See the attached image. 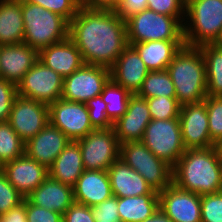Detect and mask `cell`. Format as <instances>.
Here are the masks:
<instances>
[{"label":"cell","mask_w":222,"mask_h":222,"mask_svg":"<svg viewBox=\"0 0 222 222\" xmlns=\"http://www.w3.org/2000/svg\"><path fill=\"white\" fill-rule=\"evenodd\" d=\"M86 106L91 125L94 129L113 128L114 123L107 116L106 103L103 101L101 95L87 101Z\"/></svg>","instance_id":"obj_38"},{"label":"cell","mask_w":222,"mask_h":222,"mask_svg":"<svg viewBox=\"0 0 222 222\" xmlns=\"http://www.w3.org/2000/svg\"><path fill=\"white\" fill-rule=\"evenodd\" d=\"M148 72L138 52L128 45L110 67V79L131 94H137Z\"/></svg>","instance_id":"obj_19"},{"label":"cell","mask_w":222,"mask_h":222,"mask_svg":"<svg viewBox=\"0 0 222 222\" xmlns=\"http://www.w3.org/2000/svg\"><path fill=\"white\" fill-rule=\"evenodd\" d=\"M204 101L208 113L209 135L215 143L222 138V97L207 95Z\"/></svg>","instance_id":"obj_34"},{"label":"cell","mask_w":222,"mask_h":222,"mask_svg":"<svg viewBox=\"0 0 222 222\" xmlns=\"http://www.w3.org/2000/svg\"><path fill=\"white\" fill-rule=\"evenodd\" d=\"M159 207L174 222H201V196L173 183L158 192Z\"/></svg>","instance_id":"obj_15"},{"label":"cell","mask_w":222,"mask_h":222,"mask_svg":"<svg viewBox=\"0 0 222 222\" xmlns=\"http://www.w3.org/2000/svg\"><path fill=\"white\" fill-rule=\"evenodd\" d=\"M23 200L24 197L13 187L6 175L0 170V216L17 207Z\"/></svg>","instance_id":"obj_37"},{"label":"cell","mask_w":222,"mask_h":222,"mask_svg":"<svg viewBox=\"0 0 222 222\" xmlns=\"http://www.w3.org/2000/svg\"><path fill=\"white\" fill-rule=\"evenodd\" d=\"M110 80V68L100 65L83 64L71 75L63 78L62 99L86 103L100 96Z\"/></svg>","instance_id":"obj_11"},{"label":"cell","mask_w":222,"mask_h":222,"mask_svg":"<svg viewBox=\"0 0 222 222\" xmlns=\"http://www.w3.org/2000/svg\"><path fill=\"white\" fill-rule=\"evenodd\" d=\"M113 196L136 197L158 194L146 180L122 159H117L107 170Z\"/></svg>","instance_id":"obj_21"},{"label":"cell","mask_w":222,"mask_h":222,"mask_svg":"<svg viewBox=\"0 0 222 222\" xmlns=\"http://www.w3.org/2000/svg\"><path fill=\"white\" fill-rule=\"evenodd\" d=\"M141 141L155 156L172 167L186 150L179 118L151 120Z\"/></svg>","instance_id":"obj_8"},{"label":"cell","mask_w":222,"mask_h":222,"mask_svg":"<svg viewBox=\"0 0 222 222\" xmlns=\"http://www.w3.org/2000/svg\"><path fill=\"white\" fill-rule=\"evenodd\" d=\"M7 122L27 142L49 123V105L17 95Z\"/></svg>","instance_id":"obj_13"},{"label":"cell","mask_w":222,"mask_h":222,"mask_svg":"<svg viewBox=\"0 0 222 222\" xmlns=\"http://www.w3.org/2000/svg\"><path fill=\"white\" fill-rule=\"evenodd\" d=\"M77 142L85 170L107 171L120 158V143L114 128L94 129Z\"/></svg>","instance_id":"obj_9"},{"label":"cell","mask_w":222,"mask_h":222,"mask_svg":"<svg viewBox=\"0 0 222 222\" xmlns=\"http://www.w3.org/2000/svg\"><path fill=\"white\" fill-rule=\"evenodd\" d=\"M151 120L146 99L132 94L126 112L113 126L119 143L141 141Z\"/></svg>","instance_id":"obj_17"},{"label":"cell","mask_w":222,"mask_h":222,"mask_svg":"<svg viewBox=\"0 0 222 222\" xmlns=\"http://www.w3.org/2000/svg\"><path fill=\"white\" fill-rule=\"evenodd\" d=\"M100 95L106 103L107 116L115 123L126 112L132 94L110 79Z\"/></svg>","instance_id":"obj_31"},{"label":"cell","mask_w":222,"mask_h":222,"mask_svg":"<svg viewBox=\"0 0 222 222\" xmlns=\"http://www.w3.org/2000/svg\"><path fill=\"white\" fill-rule=\"evenodd\" d=\"M147 8L158 14L176 17L184 23L185 4L181 0H147Z\"/></svg>","instance_id":"obj_39"},{"label":"cell","mask_w":222,"mask_h":222,"mask_svg":"<svg viewBox=\"0 0 222 222\" xmlns=\"http://www.w3.org/2000/svg\"><path fill=\"white\" fill-rule=\"evenodd\" d=\"M159 208V194L136 197H118V213L121 222H142Z\"/></svg>","instance_id":"obj_28"},{"label":"cell","mask_w":222,"mask_h":222,"mask_svg":"<svg viewBox=\"0 0 222 222\" xmlns=\"http://www.w3.org/2000/svg\"><path fill=\"white\" fill-rule=\"evenodd\" d=\"M84 170L79 143L70 141L48 172L52 179L73 187Z\"/></svg>","instance_id":"obj_26"},{"label":"cell","mask_w":222,"mask_h":222,"mask_svg":"<svg viewBox=\"0 0 222 222\" xmlns=\"http://www.w3.org/2000/svg\"><path fill=\"white\" fill-rule=\"evenodd\" d=\"M24 42L21 0H0V46Z\"/></svg>","instance_id":"obj_27"},{"label":"cell","mask_w":222,"mask_h":222,"mask_svg":"<svg viewBox=\"0 0 222 222\" xmlns=\"http://www.w3.org/2000/svg\"><path fill=\"white\" fill-rule=\"evenodd\" d=\"M181 106L199 103L207 96L206 64L199 47L184 45L166 69Z\"/></svg>","instance_id":"obj_3"},{"label":"cell","mask_w":222,"mask_h":222,"mask_svg":"<svg viewBox=\"0 0 222 222\" xmlns=\"http://www.w3.org/2000/svg\"><path fill=\"white\" fill-rule=\"evenodd\" d=\"M126 22L128 44L156 40H184L183 24L173 16L150 9L134 14Z\"/></svg>","instance_id":"obj_6"},{"label":"cell","mask_w":222,"mask_h":222,"mask_svg":"<svg viewBox=\"0 0 222 222\" xmlns=\"http://www.w3.org/2000/svg\"><path fill=\"white\" fill-rule=\"evenodd\" d=\"M201 222H222V191L201 196Z\"/></svg>","instance_id":"obj_36"},{"label":"cell","mask_w":222,"mask_h":222,"mask_svg":"<svg viewBox=\"0 0 222 222\" xmlns=\"http://www.w3.org/2000/svg\"><path fill=\"white\" fill-rule=\"evenodd\" d=\"M206 64L207 95L222 97V43L199 46Z\"/></svg>","instance_id":"obj_29"},{"label":"cell","mask_w":222,"mask_h":222,"mask_svg":"<svg viewBox=\"0 0 222 222\" xmlns=\"http://www.w3.org/2000/svg\"><path fill=\"white\" fill-rule=\"evenodd\" d=\"M26 219L27 222H62L63 215L58 212L45 209L44 207L31 204L26 199Z\"/></svg>","instance_id":"obj_42"},{"label":"cell","mask_w":222,"mask_h":222,"mask_svg":"<svg viewBox=\"0 0 222 222\" xmlns=\"http://www.w3.org/2000/svg\"><path fill=\"white\" fill-rule=\"evenodd\" d=\"M96 222L120 221L118 213V197L112 196L102 203L91 207Z\"/></svg>","instance_id":"obj_41"},{"label":"cell","mask_w":222,"mask_h":222,"mask_svg":"<svg viewBox=\"0 0 222 222\" xmlns=\"http://www.w3.org/2000/svg\"><path fill=\"white\" fill-rule=\"evenodd\" d=\"M35 5H39L51 12L61 15L70 22L81 7V0H21Z\"/></svg>","instance_id":"obj_35"},{"label":"cell","mask_w":222,"mask_h":222,"mask_svg":"<svg viewBox=\"0 0 222 222\" xmlns=\"http://www.w3.org/2000/svg\"><path fill=\"white\" fill-rule=\"evenodd\" d=\"M142 98L176 97L175 86L167 70L149 71L137 93Z\"/></svg>","instance_id":"obj_30"},{"label":"cell","mask_w":222,"mask_h":222,"mask_svg":"<svg viewBox=\"0 0 222 222\" xmlns=\"http://www.w3.org/2000/svg\"><path fill=\"white\" fill-rule=\"evenodd\" d=\"M62 222H96L91 207L74 202L63 214Z\"/></svg>","instance_id":"obj_43"},{"label":"cell","mask_w":222,"mask_h":222,"mask_svg":"<svg viewBox=\"0 0 222 222\" xmlns=\"http://www.w3.org/2000/svg\"><path fill=\"white\" fill-rule=\"evenodd\" d=\"M38 59L63 78L71 75L84 64L81 52L69 37L42 49L38 53Z\"/></svg>","instance_id":"obj_23"},{"label":"cell","mask_w":222,"mask_h":222,"mask_svg":"<svg viewBox=\"0 0 222 222\" xmlns=\"http://www.w3.org/2000/svg\"><path fill=\"white\" fill-rule=\"evenodd\" d=\"M172 183L199 196L222 191V160L214 146L186 149L172 167Z\"/></svg>","instance_id":"obj_2"},{"label":"cell","mask_w":222,"mask_h":222,"mask_svg":"<svg viewBox=\"0 0 222 222\" xmlns=\"http://www.w3.org/2000/svg\"><path fill=\"white\" fill-rule=\"evenodd\" d=\"M49 123L71 141H77L94 130L86 103L60 98L49 105Z\"/></svg>","instance_id":"obj_12"},{"label":"cell","mask_w":222,"mask_h":222,"mask_svg":"<svg viewBox=\"0 0 222 222\" xmlns=\"http://www.w3.org/2000/svg\"><path fill=\"white\" fill-rule=\"evenodd\" d=\"M145 9H147V0H121L115 12L121 16L123 20H126Z\"/></svg>","instance_id":"obj_44"},{"label":"cell","mask_w":222,"mask_h":222,"mask_svg":"<svg viewBox=\"0 0 222 222\" xmlns=\"http://www.w3.org/2000/svg\"><path fill=\"white\" fill-rule=\"evenodd\" d=\"M142 222H174V221L171 218H169L159 207L152 216L146 218Z\"/></svg>","instance_id":"obj_47"},{"label":"cell","mask_w":222,"mask_h":222,"mask_svg":"<svg viewBox=\"0 0 222 222\" xmlns=\"http://www.w3.org/2000/svg\"><path fill=\"white\" fill-rule=\"evenodd\" d=\"M179 121L182 141L186 149L214 146L209 135V121L205 101L181 106Z\"/></svg>","instance_id":"obj_14"},{"label":"cell","mask_w":222,"mask_h":222,"mask_svg":"<svg viewBox=\"0 0 222 222\" xmlns=\"http://www.w3.org/2000/svg\"><path fill=\"white\" fill-rule=\"evenodd\" d=\"M71 140L48 123L36 136L25 142V154L49 169Z\"/></svg>","instance_id":"obj_18"},{"label":"cell","mask_w":222,"mask_h":222,"mask_svg":"<svg viewBox=\"0 0 222 222\" xmlns=\"http://www.w3.org/2000/svg\"><path fill=\"white\" fill-rule=\"evenodd\" d=\"M121 0H81V6L88 9L116 10Z\"/></svg>","instance_id":"obj_46"},{"label":"cell","mask_w":222,"mask_h":222,"mask_svg":"<svg viewBox=\"0 0 222 222\" xmlns=\"http://www.w3.org/2000/svg\"><path fill=\"white\" fill-rule=\"evenodd\" d=\"M214 148L218 154V156L220 157V159L222 160V138H220L218 141H216L214 143Z\"/></svg>","instance_id":"obj_48"},{"label":"cell","mask_w":222,"mask_h":222,"mask_svg":"<svg viewBox=\"0 0 222 222\" xmlns=\"http://www.w3.org/2000/svg\"><path fill=\"white\" fill-rule=\"evenodd\" d=\"M25 154V142L8 122H0V166Z\"/></svg>","instance_id":"obj_32"},{"label":"cell","mask_w":222,"mask_h":222,"mask_svg":"<svg viewBox=\"0 0 222 222\" xmlns=\"http://www.w3.org/2000/svg\"><path fill=\"white\" fill-rule=\"evenodd\" d=\"M17 95V85L0 78V122L8 121Z\"/></svg>","instance_id":"obj_40"},{"label":"cell","mask_w":222,"mask_h":222,"mask_svg":"<svg viewBox=\"0 0 222 222\" xmlns=\"http://www.w3.org/2000/svg\"><path fill=\"white\" fill-rule=\"evenodd\" d=\"M63 91V77L39 59L17 84V94L47 105L59 100Z\"/></svg>","instance_id":"obj_10"},{"label":"cell","mask_w":222,"mask_h":222,"mask_svg":"<svg viewBox=\"0 0 222 222\" xmlns=\"http://www.w3.org/2000/svg\"><path fill=\"white\" fill-rule=\"evenodd\" d=\"M24 43L38 53L69 37V22L59 14L39 5L22 2Z\"/></svg>","instance_id":"obj_5"},{"label":"cell","mask_w":222,"mask_h":222,"mask_svg":"<svg viewBox=\"0 0 222 222\" xmlns=\"http://www.w3.org/2000/svg\"><path fill=\"white\" fill-rule=\"evenodd\" d=\"M131 45L149 71L166 70L175 54L185 45L184 40H156Z\"/></svg>","instance_id":"obj_25"},{"label":"cell","mask_w":222,"mask_h":222,"mask_svg":"<svg viewBox=\"0 0 222 222\" xmlns=\"http://www.w3.org/2000/svg\"><path fill=\"white\" fill-rule=\"evenodd\" d=\"M1 222H27L26 219V198L17 207L10 209L0 216Z\"/></svg>","instance_id":"obj_45"},{"label":"cell","mask_w":222,"mask_h":222,"mask_svg":"<svg viewBox=\"0 0 222 222\" xmlns=\"http://www.w3.org/2000/svg\"><path fill=\"white\" fill-rule=\"evenodd\" d=\"M183 37L191 47L222 43V0H191L185 6Z\"/></svg>","instance_id":"obj_4"},{"label":"cell","mask_w":222,"mask_h":222,"mask_svg":"<svg viewBox=\"0 0 222 222\" xmlns=\"http://www.w3.org/2000/svg\"><path fill=\"white\" fill-rule=\"evenodd\" d=\"M8 181L26 198L49 176L48 169L26 154L1 167Z\"/></svg>","instance_id":"obj_16"},{"label":"cell","mask_w":222,"mask_h":222,"mask_svg":"<svg viewBox=\"0 0 222 222\" xmlns=\"http://www.w3.org/2000/svg\"><path fill=\"white\" fill-rule=\"evenodd\" d=\"M184 4H185V6L191 1V0H181Z\"/></svg>","instance_id":"obj_49"},{"label":"cell","mask_w":222,"mask_h":222,"mask_svg":"<svg viewBox=\"0 0 222 222\" xmlns=\"http://www.w3.org/2000/svg\"><path fill=\"white\" fill-rule=\"evenodd\" d=\"M69 38L84 64L110 68L128 46L126 22L115 10L79 8L69 22Z\"/></svg>","instance_id":"obj_1"},{"label":"cell","mask_w":222,"mask_h":222,"mask_svg":"<svg viewBox=\"0 0 222 222\" xmlns=\"http://www.w3.org/2000/svg\"><path fill=\"white\" fill-rule=\"evenodd\" d=\"M146 101L152 120L179 118L181 105L176 97H152L146 98Z\"/></svg>","instance_id":"obj_33"},{"label":"cell","mask_w":222,"mask_h":222,"mask_svg":"<svg viewBox=\"0 0 222 222\" xmlns=\"http://www.w3.org/2000/svg\"><path fill=\"white\" fill-rule=\"evenodd\" d=\"M38 60V52L26 43L0 46V78L17 85Z\"/></svg>","instance_id":"obj_20"},{"label":"cell","mask_w":222,"mask_h":222,"mask_svg":"<svg viewBox=\"0 0 222 222\" xmlns=\"http://www.w3.org/2000/svg\"><path fill=\"white\" fill-rule=\"evenodd\" d=\"M120 159L137 171L157 192L172 184V166L155 156L142 141L120 144Z\"/></svg>","instance_id":"obj_7"},{"label":"cell","mask_w":222,"mask_h":222,"mask_svg":"<svg viewBox=\"0 0 222 222\" xmlns=\"http://www.w3.org/2000/svg\"><path fill=\"white\" fill-rule=\"evenodd\" d=\"M74 200L93 207L113 196L107 171L84 170L73 186Z\"/></svg>","instance_id":"obj_22"},{"label":"cell","mask_w":222,"mask_h":222,"mask_svg":"<svg viewBox=\"0 0 222 222\" xmlns=\"http://www.w3.org/2000/svg\"><path fill=\"white\" fill-rule=\"evenodd\" d=\"M26 199L45 209L64 214L75 202L73 187L63 184L48 176Z\"/></svg>","instance_id":"obj_24"}]
</instances>
